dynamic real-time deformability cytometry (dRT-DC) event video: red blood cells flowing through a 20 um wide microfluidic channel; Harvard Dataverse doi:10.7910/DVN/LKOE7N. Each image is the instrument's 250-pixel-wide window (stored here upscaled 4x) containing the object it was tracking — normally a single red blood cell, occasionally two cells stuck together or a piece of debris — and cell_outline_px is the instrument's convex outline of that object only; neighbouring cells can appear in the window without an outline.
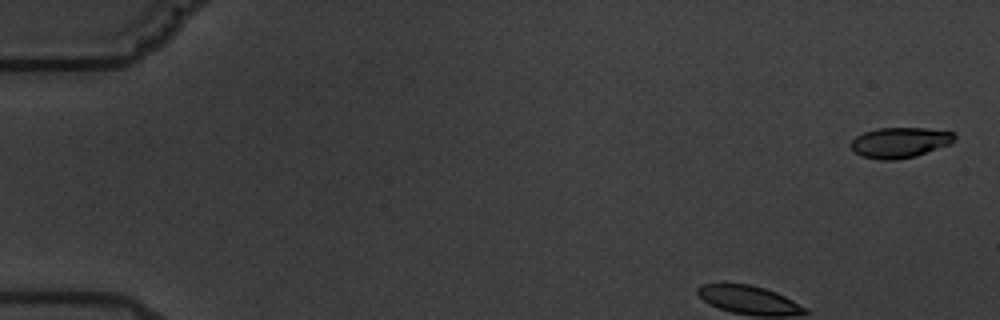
{"species": "common noctule bat (a hibernating species)", "species_latin": "Nyctalus noctula", "temperature_condition": "warm", "stored_images_in_passage": 6, "camera_frame_rate_fps": 3000, "um_per_image_px": 0.085, "animal": {"sex": "male", "body_mass_g": 19.5, "forearm_length_mm": 54.6}, "frame": {"image": 1, "passage_image": 1, "time_ms": 0.0, "image_size_px": [1000, 320], "cell_outline_px": [[956, 140], [952, 144], [916, 156], [896, 160], [880, 160], [860, 156], [852, 152], [852, 140], [856, 136], [864, 132], [880, 128], [924, 128], [956, 132]], "centroid_in_image_um": [76.53, 12.12], "position_along_channel_um": 8.5, "area_um2": 18.67}}